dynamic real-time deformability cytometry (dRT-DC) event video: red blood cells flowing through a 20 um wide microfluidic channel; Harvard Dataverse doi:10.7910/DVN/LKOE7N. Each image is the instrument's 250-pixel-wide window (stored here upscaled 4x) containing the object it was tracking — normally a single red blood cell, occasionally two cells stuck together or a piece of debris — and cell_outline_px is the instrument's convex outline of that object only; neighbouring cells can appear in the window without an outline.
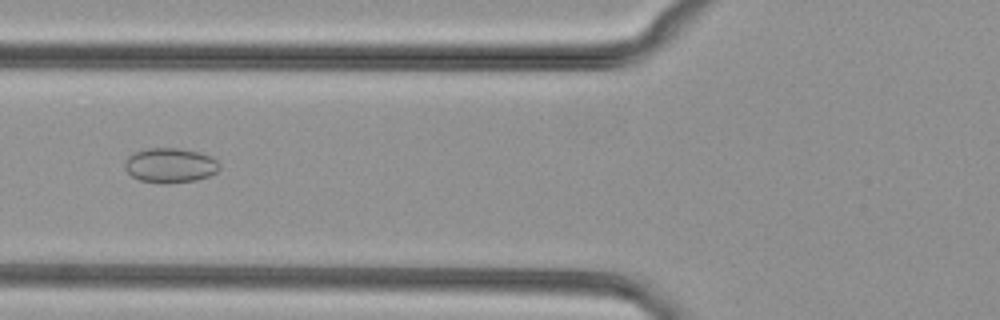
{"species": "common noctule bat (a hibernating species)", "species_latin": "Nyctalus noctula", "temperature_condition": "cold", "stored_images_in_passage": 37, "camera_frame_rate_fps": 3000, "um_per_image_px": 0.085, "animal": {"sex": "female", "body_mass_g": 29.2, "forearm_length_mm": 56.3}, "frame": {"image": 1, "passage_image": 9, "time_ms": 2.667, "image_size_px": [1000, 320], "cell_outline_px": [[220, 168], [216, 172], [208, 176], [196, 180], [164, 184], [140, 180], [132, 176], [124, 168], [124, 164], [128, 156], [136, 152], [148, 148], [180, 148], [200, 152], [212, 156], [220, 164]], "centroid_in_image_um": [14.48, 14.05], "position_along_channel_um": 111.3, "area_um2": 19.25}}
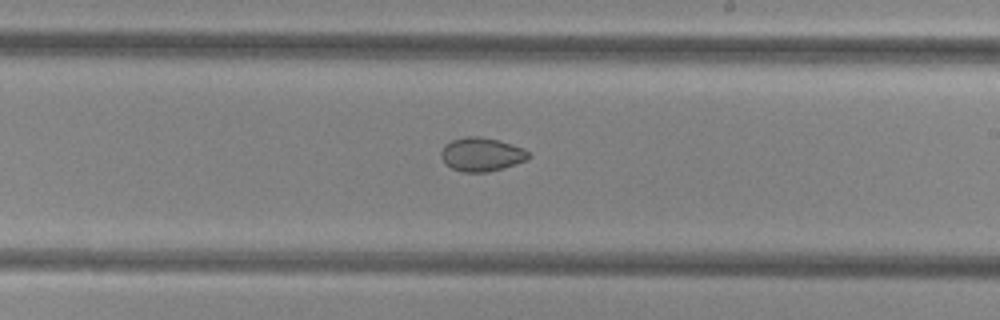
{"frame": {"image": 2, "passage_image": 19, "time_ms": 6.0, "image_size_px": [1000, 320], "cell_outline_px": [[532, 156], [516, 164], [488, 172], [464, 172], [452, 168], [440, 156], [440, 152], [444, 144], [452, 140], [464, 136], [480, 136], [500, 140], [524, 148]], "centroid_in_image_um": [40.94, 13.1], "position_along_channel_um": 248.1, "area_um2": 17.22}}
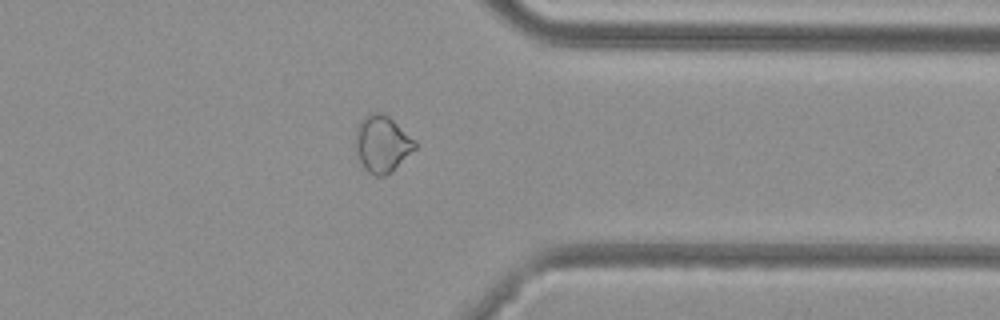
{"frame": {"image": 3, "passage_image": 29, "time_ms": 9.333, "image_size_px": [1000, 320], "cell_outline_px": [[416, 148], [392, 172], [384, 176], [376, 176], [368, 172], [364, 168], [356, 152], [356, 128], [360, 120], [368, 112], [384, 112], [416, 140]], "centroid_in_image_um": [32.48, 12.21], "position_along_channel_um": 378.9, "area_um2": 19.83}}